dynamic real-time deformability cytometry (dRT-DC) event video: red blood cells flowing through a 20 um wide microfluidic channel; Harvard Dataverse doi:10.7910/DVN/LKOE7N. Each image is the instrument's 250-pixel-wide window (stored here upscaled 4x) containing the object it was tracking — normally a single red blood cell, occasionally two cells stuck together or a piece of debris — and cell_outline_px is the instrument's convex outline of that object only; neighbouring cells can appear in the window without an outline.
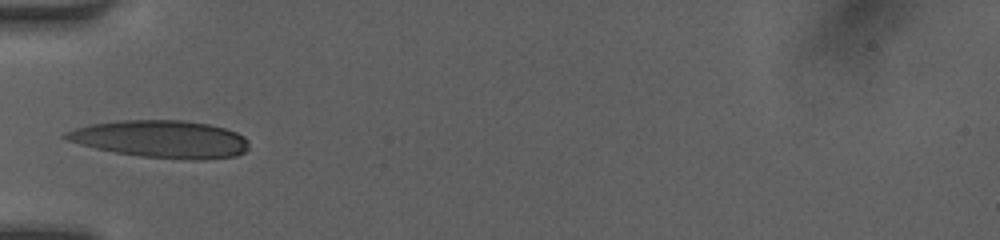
{"species": "human", "species_latin": "Homo sapiens", "temperature_condition": "room temperature", "stored_images_in_passage": 32, "camera_frame_rate_fps": 3000, "um_per_image_px": 0.085, "donor": {"sex": "female"}, "frame": {"image": 1, "passage_image": 1, "time_ms": 0.0, "image_size_px": [1000, 240], "cell_outline_px": [[248, 148], [244, 152], [236, 156], [204, 160], [192, 160], [140, 156], [116, 152], [96, 148], [64, 140], [60, 136], [64, 132], [88, 124], [116, 120], [184, 120], [208, 124], [224, 128], [236, 132], [244, 136], [248, 140]], "centroid_in_image_um": [13.66, 11.82], "position_along_channel_um": 71.3, "area_um2": 40.23}}
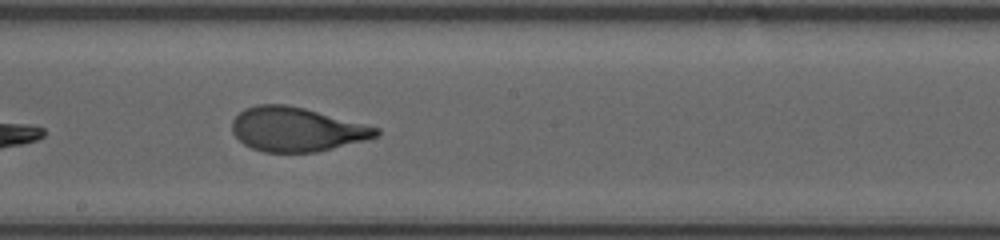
{"frame": {"image": 2, "passage_image": 12, "time_ms": 3.667, "image_size_px": [1000, 240], "cell_outline_px": [[380, 132], [376, 136], [368, 140], [316, 152], [264, 152], [252, 148], [244, 144], [232, 132], [232, 120], [244, 108], [256, 104], [288, 104], [304, 108], [380, 128]], "centroid_in_image_um": [25.2, 10.99], "position_along_channel_um": 223.0, "area_um2": 37.05}}
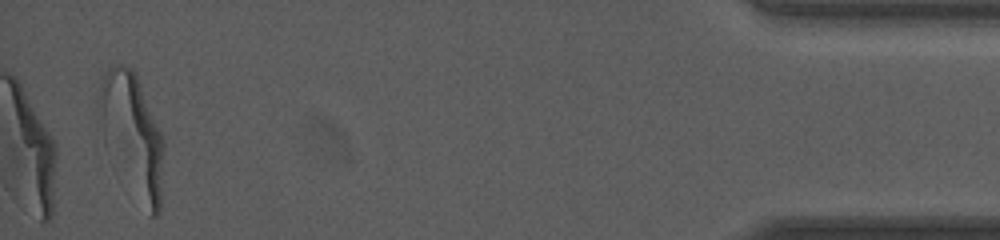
{"frame": {"image": 3, "passage_image": 32, "time_ms": 10.333, "image_size_px": [1000, 240], "cell_outline_px": [[164, 148], [160, 212], [156, 216], [152, 216], [104, 144], [96, 100], [100, 84], [104, 72], [112, 64], [120, 64], [132, 68], [136, 76], [164, 140]], "centroid_in_image_um": [11.22, 11.35], "position_along_channel_um": 424.0, "area_um2": 44.91}, "authors_computed_cell_mechanics": {"area_um2": 37.6567, "velocity_mm_per_s": 4.1342, "shape_relaxation_time_tau1_ms": 3.8748, "shape_relaxation_time_tau2_ms": 0.6906, "deformation_change_tau1": 0.2032, "deformation_change_tau2": 0.078}}